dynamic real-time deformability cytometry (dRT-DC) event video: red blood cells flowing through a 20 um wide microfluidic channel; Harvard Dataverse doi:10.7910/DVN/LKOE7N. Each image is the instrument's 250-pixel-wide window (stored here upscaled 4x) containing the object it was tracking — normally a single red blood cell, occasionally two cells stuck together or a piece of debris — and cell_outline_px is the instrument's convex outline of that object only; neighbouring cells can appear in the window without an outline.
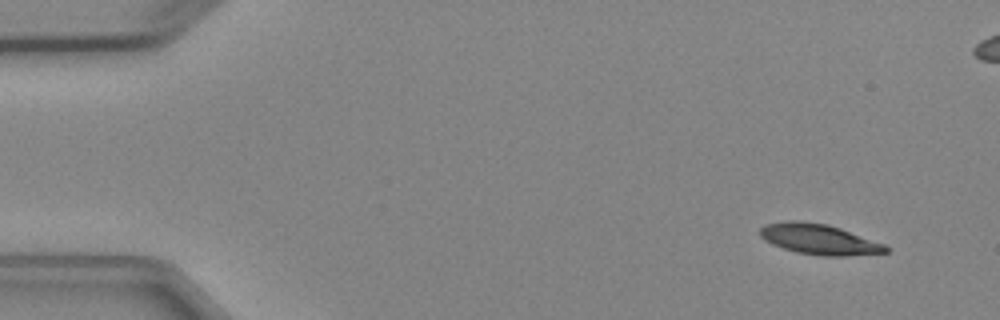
{"species": "Egyptian fruit bat (a non-hibernating species)", "species_latin": "Rousettus aegyptiacus", "temperature_condition": "cold", "stored_images_in_passage": 5, "camera_frame_rate_fps": 3000, "um_per_image_px": 0.085, "animal": {"sex": "female"}, "frame": {"image": 1, "passage_image": 1, "time_ms": 0.0, "image_size_px": [1000, 320], "cell_outline_px": [[888, 252], [844, 256], [820, 256], [796, 252], [772, 244], [764, 240], [760, 236], [760, 228], [764, 224], [784, 220], [800, 220], [828, 224], [840, 228], [884, 244], [888, 248]], "centroid_in_image_um": [69.57, 20.32], "position_along_channel_um": 15.4, "area_um2": 22.37}}